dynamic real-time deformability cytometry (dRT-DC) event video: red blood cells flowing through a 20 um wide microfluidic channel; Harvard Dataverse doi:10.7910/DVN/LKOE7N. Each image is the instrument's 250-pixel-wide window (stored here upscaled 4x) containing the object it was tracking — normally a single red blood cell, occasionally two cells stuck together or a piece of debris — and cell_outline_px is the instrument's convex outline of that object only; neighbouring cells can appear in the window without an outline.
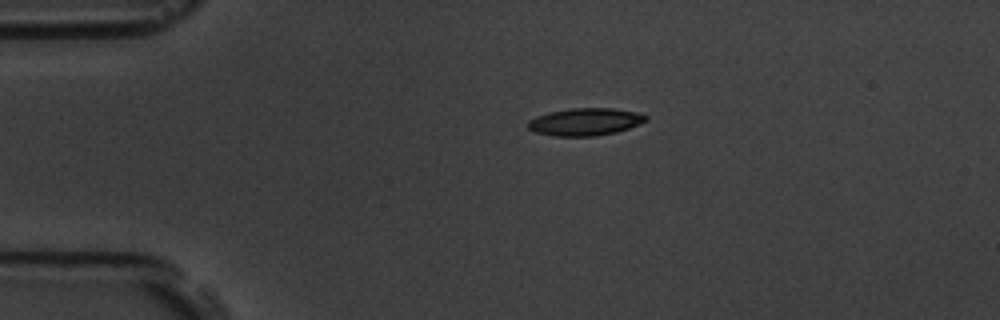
{"species": "common noctule bat (a hibernating species)", "species_latin": "Nyctalus noctula", "temperature_condition": "room temperature", "stored_images_in_passage": 4, "camera_frame_rate_fps": 3000, "um_per_image_px": 0.085, "animal": {"sex": "male", "body_mass_g": 19.5, "forearm_length_mm": 54.6}, "frame": {"image": 1, "passage_image": 1, "time_ms": 0.0, "image_size_px": [1000, 320], "cell_outline_px": [[648, 120], [628, 128], [616, 132], [596, 136], [552, 136], [536, 132], [528, 128], [528, 120], [536, 116], [548, 112], [572, 108], [612, 108], [640, 112], [648, 116]], "centroid_in_image_um": [49.75, 10.35], "position_along_channel_um": 35.3, "area_um2": 18.96}}
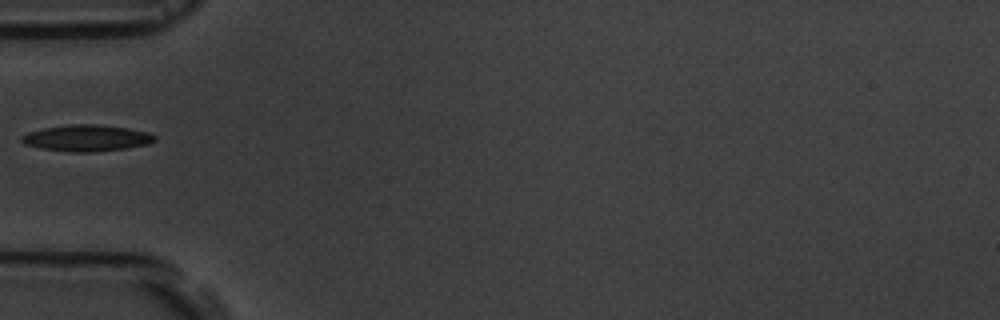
{"frame": {"image": 2, "passage_image": 3, "time_ms": 2.333, "image_size_px": [1000, 320], "cell_outline_px": [[156, 140], [148, 144], [128, 148], [92, 152], [68, 152], [40, 148], [24, 144], [20, 140], [20, 136], [28, 132], [44, 128], [72, 124], [96, 124], [128, 128], [148, 132], [156, 136]], "centroid_in_image_um": [7.36, 11.74], "position_along_channel_um": 77.6, "area_um2": 20.58}}
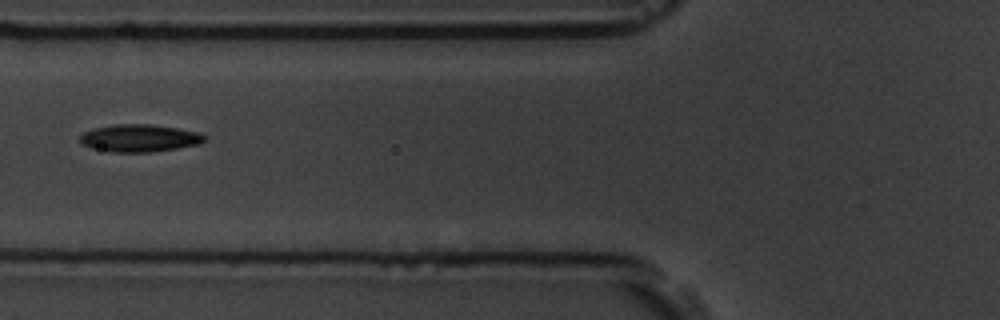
{"frame": {"image": 3, "passage_image": 4, "time_ms": 3.333, "image_size_px": [1000, 320], "cell_outline_px": [[208, 136], [200, 144], [152, 152], [108, 152], [92, 148], [80, 144], [80, 136], [84, 132], [96, 128], [112, 124], [148, 124], [176, 128], [200, 132]], "centroid_in_image_um": [11.85, 11.74], "position_along_channel_um": 113.9, "area_um2": 20.0}}